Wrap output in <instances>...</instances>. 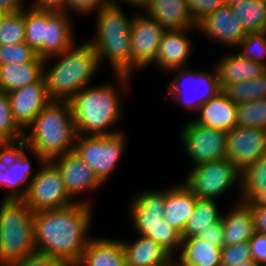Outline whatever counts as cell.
<instances>
[{
	"mask_svg": "<svg viewBox=\"0 0 266 266\" xmlns=\"http://www.w3.org/2000/svg\"><path fill=\"white\" fill-rule=\"evenodd\" d=\"M92 206L83 202L34 213V242L37 251L75 266L87 244Z\"/></svg>",
	"mask_w": 266,
	"mask_h": 266,
	"instance_id": "1",
	"label": "cell"
},
{
	"mask_svg": "<svg viewBox=\"0 0 266 266\" xmlns=\"http://www.w3.org/2000/svg\"><path fill=\"white\" fill-rule=\"evenodd\" d=\"M117 84L103 83L97 86H85L71 100L77 135L111 136L120 130H108L116 124L122 115L119 88L127 86L130 76L116 74ZM116 85V86H115Z\"/></svg>",
	"mask_w": 266,
	"mask_h": 266,
	"instance_id": "2",
	"label": "cell"
},
{
	"mask_svg": "<svg viewBox=\"0 0 266 266\" xmlns=\"http://www.w3.org/2000/svg\"><path fill=\"white\" fill-rule=\"evenodd\" d=\"M23 134L22 144L34 153L42 165L45 161L74 151L77 137L70 101L52 100Z\"/></svg>",
	"mask_w": 266,
	"mask_h": 266,
	"instance_id": "3",
	"label": "cell"
},
{
	"mask_svg": "<svg viewBox=\"0 0 266 266\" xmlns=\"http://www.w3.org/2000/svg\"><path fill=\"white\" fill-rule=\"evenodd\" d=\"M124 13L119 5L108 4L100 9L96 13L97 36L88 42L96 50L99 64L107 59L115 75L133 76L136 70L131 65L133 17H128Z\"/></svg>",
	"mask_w": 266,
	"mask_h": 266,
	"instance_id": "4",
	"label": "cell"
},
{
	"mask_svg": "<svg viewBox=\"0 0 266 266\" xmlns=\"http://www.w3.org/2000/svg\"><path fill=\"white\" fill-rule=\"evenodd\" d=\"M57 62L44 70L47 93L51 100L70 101L82 88L88 86L99 65L98 55L89 43L72 46L59 55Z\"/></svg>",
	"mask_w": 266,
	"mask_h": 266,
	"instance_id": "5",
	"label": "cell"
},
{
	"mask_svg": "<svg viewBox=\"0 0 266 266\" xmlns=\"http://www.w3.org/2000/svg\"><path fill=\"white\" fill-rule=\"evenodd\" d=\"M34 213L24 199L3 198L0 206V264L36 250Z\"/></svg>",
	"mask_w": 266,
	"mask_h": 266,
	"instance_id": "6",
	"label": "cell"
},
{
	"mask_svg": "<svg viewBox=\"0 0 266 266\" xmlns=\"http://www.w3.org/2000/svg\"><path fill=\"white\" fill-rule=\"evenodd\" d=\"M125 137L123 132L111 136L77 135L74 152L103 184L118 166L126 146Z\"/></svg>",
	"mask_w": 266,
	"mask_h": 266,
	"instance_id": "7",
	"label": "cell"
},
{
	"mask_svg": "<svg viewBox=\"0 0 266 266\" xmlns=\"http://www.w3.org/2000/svg\"><path fill=\"white\" fill-rule=\"evenodd\" d=\"M240 177L241 171L226 158L193 167L183 183L197 198L216 200L231 186L240 188Z\"/></svg>",
	"mask_w": 266,
	"mask_h": 266,
	"instance_id": "8",
	"label": "cell"
},
{
	"mask_svg": "<svg viewBox=\"0 0 266 266\" xmlns=\"http://www.w3.org/2000/svg\"><path fill=\"white\" fill-rule=\"evenodd\" d=\"M23 199L33 213L64 208L76 202L67 193L61 173L51 161H45L34 173Z\"/></svg>",
	"mask_w": 266,
	"mask_h": 266,
	"instance_id": "9",
	"label": "cell"
},
{
	"mask_svg": "<svg viewBox=\"0 0 266 266\" xmlns=\"http://www.w3.org/2000/svg\"><path fill=\"white\" fill-rule=\"evenodd\" d=\"M171 71L177 72V74L168 83V94L173 100L183 104L186 110L198 111L202 104L208 102L222 91L216 67L213 72L193 71L192 69H188V67L187 69L186 67H182ZM185 83H189V86L192 84L194 90L201 89V92L198 90L196 91L199 92L198 94H194L193 97L190 95V97L189 93L191 90L188 93V89H186L187 87L184 85ZM191 94L193 95V93Z\"/></svg>",
	"mask_w": 266,
	"mask_h": 266,
	"instance_id": "10",
	"label": "cell"
},
{
	"mask_svg": "<svg viewBox=\"0 0 266 266\" xmlns=\"http://www.w3.org/2000/svg\"><path fill=\"white\" fill-rule=\"evenodd\" d=\"M181 140L194 167L227 158L226 131L204 127L189 120L182 129Z\"/></svg>",
	"mask_w": 266,
	"mask_h": 266,
	"instance_id": "11",
	"label": "cell"
},
{
	"mask_svg": "<svg viewBox=\"0 0 266 266\" xmlns=\"http://www.w3.org/2000/svg\"><path fill=\"white\" fill-rule=\"evenodd\" d=\"M0 149V185L9 189L3 198L23 199L33 178L27 148L20 144Z\"/></svg>",
	"mask_w": 266,
	"mask_h": 266,
	"instance_id": "12",
	"label": "cell"
},
{
	"mask_svg": "<svg viewBox=\"0 0 266 266\" xmlns=\"http://www.w3.org/2000/svg\"><path fill=\"white\" fill-rule=\"evenodd\" d=\"M165 29L148 15L134 14L131 25V65L144 69L153 64Z\"/></svg>",
	"mask_w": 266,
	"mask_h": 266,
	"instance_id": "13",
	"label": "cell"
},
{
	"mask_svg": "<svg viewBox=\"0 0 266 266\" xmlns=\"http://www.w3.org/2000/svg\"><path fill=\"white\" fill-rule=\"evenodd\" d=\"M227 158L242 171L266 154V130L235 126L227 132Z\"/></svg>",
	"mask_w": 266,
	"mask_h": 266,
	"instance_id": "14",
	"label": "cell"
},
{
	"mask_svg": "<svg viewBox=\"0 0 266 266\" xmlns=\"http://www.w3.org/2000/svg\"><path fill=\"white\" fill-rule=\"evenodd\" d=\"M51 162L60 171L69 196L76 202L92 205L88 199L76 200L75 198L82 192L84 194L87 190H95L103 185L94 175L93 170L74 151L57 156Z\"/></svg>",
	"mask_w": 266,
	"mask_h": 266,
	"instance_id": "15",
	"label": "cell"
},
{
	"mask_svg": "<svg viewBox=\"0 0 266 266\" xmlns=\"http://www.w3.org/2000/svg\"><path fill=\"white\" fill-rule=\"evenodd\" d=\"M11 111L16 125L23 131L52 101L47 93L46 81L41 80L8 92Z\"/></svg>",
	"mask_w": 266,
	"mask_h": 266,
	"instance_id": "16",
	"label": "cell"
},
{
	"mask_svg": "<svg viewBox=\"0 0 266 266\" xmlns=\"http://www.w3.org/2000/svg\"><path fill=\"white\" fill-rule=\"evenodd\" d=\"M196 28L208 38L236 48L248 34L235 16L232 6L225 4L200 20Z\"/></svg>",
	"mask_w": 266,
	"mask_h": 266,
	"instance_id": "17",
	"label": "cell"
},
{
	"mask_svg": "<svg viewBox=\"0 0 266 266\" xmlns=\"http://www.w3.org/2000/svg\"><path fill=\"white\" fill-rule=\"evenodd\" d=\"M197 28L183 30H165L158 49V55L154 63L164 71H170L187 67V59L192 53V43L187 37V32Z\"/></svg>",
	"mask_w": 266,
	"mask_h": 266,
	"instance_id": "18",
	"label": "cell"
},
{
	"mask_svg": "<svg viewBox=\"0 0 266 266\" xmlns=\"http://www.w3.org/2000/svg\"><path fill=\"white\" fill-rule=\"evenodd\" d=\"M142 9L165 30L196 28L186 0H147Z\"/></svg>",
	"mask_w": 266,
	"mask_h": 266,
	"instance_id": "19",
	"label": "cell"
},
{
	"mask_svg": "<svg viewBox=\"0 0 266 266\" xmlns=\"http://www.w3.org/2000/svg\"><path fill=\"white\" fill-rule=\"evenodd\" d=\"M198 112L200 117L192 120L204 127L229 132L238 125L237 105L223 91L202 104Z\"/></svg>",
	"mask_w": 266,
	"mask_h": 266,
	"instance_id": "20",
	"label": "cell"
},
{
	"mask_svg": "<svg viewBox=\"0 0 266 266\" xmlns=\"http://www.w3.org/2000/svg\"><path fill=\"white\" fill-rule=\"evenodd\" d=\"M196 202L197 197L185 183L166 189L164 221L182 235L187 221L194 213Z\"/></svg>",
	"mask_w": 266,
	"mask_h": 266,
	"instance_id": "21",
	"label": "cell"
},
{
	"mask_svg": "<svg viewBox=\"0 0 266 266\" xmlns=\"http://www.w3.org/2000/svg\"><path fill=\"white\" fill-rule=\"evenodd\" d=\"M239 192L251 210L266 206V154L241 171Z\"/></svg>",
	"mask_w": 266,
	"mask_h": 266,
	"instance_id": "22",
	"label": "cell"
},
{
	"mask_svg": "<svg viewBox=\"0 0 266 266\" xmlns=\"http://www.w3.org/2000/svg\"><path fill=\"white\" fill-rule=\"evenodd\" d=\"M236 53L223 56L215 66L221 90L232 83L255 79L266 72L265 65L243 58L238 52Z\"/></svg>",
	"mask_w": 266,
	"mask_h": 266,
	"instance_id": "23",
	"label": "cell"
},
{
	"mask_svg": "<svg viewBox=\"0 0 266 266\" xmlns=\"http://www.w3.org/2000/svg\"><path fill=\"white\" fill-rule=\"evenodd\" d=\"M137 236L132 243L121 240L126 266H156L173 256L151 238L139 234Z\"/></svg>",
	"mask_w": 266,
	"mask_h": 266,
	"instance_id": "24",
	"label": "cell"
},
{
	"mask_svg": "<svg viewBox=\"0 0 266 266\" xmlns=\"http://www.w3.org/2000/svg\"><path fill=\"white\" fill-rule=\"evenodd\" d=\"M75 266H126L122 242L116 239H91Z\"/></svg>",
	"mask_w": 266,
	"mask_h": 266,
	"instance_id": "25",
	"label": "cell"
},
{
	"mask_svg": "<svg viewBox=\"0 0 266 266\" xmlns=\"http://www.w3.org/2000/svg\"><path fill=\"white\" fill-rule=\"evenodd\" d=\"M224 231V246L249 241L255 233L252 210L242 201L221 218Z\"/></svg>",
	"mask_w": 266,
	"mask_h": 266,
	"instance_id": "26",
	"label": "cell"
},
{
	"mask_svg": "<svg viewBox=\"0 0 266 266\" xmlns=\"http://www.w3.org/2000/svg\"><path fill=\"white\" fill-rule=\"evenodd\" d=\"M45 66V60L40 57L33 62L0 65V90L8 93L41 80Z\"/></svg>",
	"mask_w": 266,
	"mask_h": 266,
	"instance_id": "27",
	"label": "cell"
},
{
	"mask_svg": "<svg viewBox=\"0 0 266 266\" xmlns=\"http://www.w3.org/2000/svg\"><path fill=\"white\" fill-rule=\"evenodd\" d=\"M69 18L65 12L47 11L46 63L75 45L72 20Z\"/></svg>",
	"mask_w": 266,
	"mask_h": 266,
	"instance_id": "28",
	"label": "cell"
},
{
	"mask_svg": "<svg viewBox=\"0 0 266 266\" xmlns=\"http://www.w3.org/2000/svg\"><path fill=\"white\" fill-rule=\"evenodd\" d=\"M166 190H151L138 194L130 206L133 226L160 224L163 220Z\"/></svg>",
	"mask_w": 266,
	"mask_h": 266,
	"instance_id": "29",
	"label": "cell"
},
{
	"mask_svg": "<svg viewBox=\"0 0 266 266\" xmlns=\"http://www.w3.org/2000/svg\"><path fill=\"white\" fill-rule=\"evenodd\" d=\"M179 259L183 266H221V248L197 236L182 238Z\"/></svg>",
	"mask_w": 266,
	"mask_h": 266,
	"instance_id": "30",
	"label": "cell"
},
{
	"mask_svg": "<svg viewBox=\"0 0 266 266\" xmlns=\"http://www.w3.org/2000/svg\"><path fill=\"white\" fill-rule=\"evenodd\" d=\"M25 42L37 53L38 57L46 59L47 11L24 9Z\"/></svg>",
	"mask_w": 266,
	"mask_h": 266,
	"instance_id": "31",
	"label": "cell"
},
{
	"mask_svg": "<svg viewBox=\"0 0 266 266\" xmlns=\"http://www.w3.org/2000/svg\"><path fill=\"white\" fill-rule=\"evenodd\" d=\"M216 201L213 199L197 198L192 217L187 221L182 232V238L198 236L205 228L221 221Z\"/></svg>",
	"mask_w": 266,
	"mask_h": 266,
	"instance_id": "32",
	"label": "cell"
},
{
	"mask_svg": "<svg viewBox=\"0 0 266 266\" xmlns=\"http://www.w3.org/2000/svg\"><path fill=\"white\" fill-rule=\"evenodd\" d=\"M247 33H260L266 24V0H246L232 6Z\"/></svg>",
	"mask_w": 266,
	"mask_h": 266,
	"instance_id": "33",
	"label": "cell"
},
{
	"mask_svg": "<svg viewBox=\"0 0 266 266\" xmlns=\"http://www.w3.org/2000/svg\"><path fill=\"white\" fill-rule=\"evenodd\" d=\"M236 105L266 99V72L255 79L235 82L222 90Z\"/></svg>",
	"mask_w": 266,
	"mask_h": 266,
	"instance_id": "34",
	"label": "cell"
},
{
	"mask_svg": "<svg viewBox=\"0 0 266 266\" xmlns=\"http://www.w3.org/2000/svg\"><path fill=\"white\" fill-rule=\"evenodd\" d=\"M25 132L13 119L8 93L0 90V147L22 144Z\"/></svg>",
	"mask_w": 266,
	"mask_h": 266,
	"instance_id": "35",
	"label": "cell"
},
{
	"mask_svg": "<svg viewBox=\"0 0 266 266\" xmlns=\"http://www.w3.org/2000/svg\"><path fill=\"white\" fill-rule=\"evenodd\" d=\"M137 234L151 238L159 245L163 246L172 255L178 249L180 252L182 237L181 234L173 227L169 226L164 219L160 224L134 226Z\"/></svg>",
	"mask_w": 266,
	"mask_h": 266,
	"instance_id": "36",
	"label": "cell"
},
{
	"mask_svg": "<svg viewBox=\"0 0 266 266\" xmlns=\"http://www.w3.org/2000/svg\"><path fill=\"white\" fill-rule=\"evenodd\" d=\"M238 125L266 130V99L237 104Z\"/></svg>",
	"mask_w": 266,
	"mask_h": 266,
	"instance_id": "37",
	"label": "cell"
},
{
	"mask_svg": "<svg viewBox=\"0 0 266 266\" xmlns=\"http://www.w3.org/2000/svg\"><path fill=\"white\" fill-rule=\"evenodd\" d=\"M24 9L6 16L0 31V45L25 42Z\"/></svg>",
	"mask_w": 266,
	"mask_h": 266,
	"instance_id": "38",
	"label": "cell"
},
{
	"mask_svg": "<svg viewBox=\"0 0 266 266\" xmlns=\"http://www.w3.org/2000/svg\"><path fill=\"white\" fill-rule=\"evenodd\" d=\"M237 47L243 48L238 53L243 58L266 66V33H248Z\"/></svg>",
	"mask_w": 266,
	"mask_h": 266,
	"instance_id": "39",
	"label": "cell"
},
{
	"mask_svg": "<svg viewBox=\"0 0 266 266\" xmlns=\"http://www.w3.org/2000/svg\"><path fill=\"white\" fill-rule=\"evenodd\" d=\"M37 57V53L26 42L0 45V65L33 62Z\"/></svg>",
	"mask_w": 266,
	"mask_h": 266,
	"instance_id": "40",
	"label": "cell"
},
{
	"mask_svg": "<svg viewBox=\"0 0 266 266\" xmlns=\"http://www.w3.org/2000/svg\"><path fill=\"white\" fill-rule=\"evenodd\" d=\"M250 259L252 257L249 241L221 248V266H236Z\"/></svg>",
	"mask_w": 266,
	"mask_h": 266,
	"instance_id": "41",
	"label": "cell"
},
{
	"mask_svg": "<svg viewBox=\"0 0 266 266\" xmlns=\"http://www.w3.org/2000/svg\"><path fill=\"white\" fill-rule=\"evenodd\" d=\"M0 266H66V265L56 257L35 250L21 259L9 261L0 264Z\"/></svg>",
	"mask_w": 266,
	"mask_h": 266,
	"instance_id": "42",
	"label": "cell"
},
{
	"mask_svg": "<svg viewBox=\"0 0 266 266\" xmlns=\"http://www.w3.org/2000/svg\"><path fill=\"white\" fill-rule=\"evenodd\" d=\"M189 14L197 24L224 5V0H186Z\"/></svg>",
	"mask_w": 266,
	"mask_h": 266,
	"instance_id": "43",
	"label": "cell"
},
{
	"mask_svg": "<svg viewBox=\"0 0 266 266\" xmlns=\"http://www.w3.org/2000/svg\"><path fill=\"white\" fill-rule=\"evenodd\" d=\"M110 4L109 0H66L65 12L74 11L76 13L86 14L95 11L96 13L103 7ZM68 10V11H67Z\"/></svg>",
	"mask_w": 266,
	"mask_h": 266,
	"instance_id": "44",
	"label": "cell"
},
{
	"mask_svg": "<svg viewBox=\"0 0 266 266\" xmlns=\"http://www.w3.org/2000/svg\"><path fill=\"white\" fill-rule=\"evenodd\" d=\"M249 242L252 259L260 266H266V234L255 232Z\"/></svg>",
	"mask_w": 266,
	"mask_h": 266,
	"instance_id": "45",
	"label": "cell"
},
{
	"mask_svg": "<svg viewBox=\"0 0 266 266\" xmlns=\"http://www.w3.org/2000/svg\"><path fill=\"white\" fill-rule=\"evenodd\" d=\"M199 238L211 242V244L223 248L224 247V231L222 221L205 228L200 234Z\"/></svg>",
	"mask_w": 266,
	"mask_h": 266,
	"instance_id": "46",
	"label": "cell"
},
{
	"mask_svg": "<svg viewBox=\"0 0 266 266\" xmlns=\"http://www.w3.org/2000/svg\"><path fill=\"white\" fill-rule=\"evenodd\" d=\"M65 5L66 0H34L30 7L35 10L63 12Z\"/></svg>",
	"mask_w": 266,
	"mask_h": 266,
	"instance_id": "47",
	"label": "cell"
},
{
	"mask_svg": "<svg viewBox=\"0 0 266 266\" xmlns=\"http://www.w3.org/2000/svg\"><path fill=\"white\" fill-rule=\"evenodd\" d=\"M256 233L266 234V206L252 209Z\"/></svg>",
	"mask_w": 266,
	"mask_h": 266,
	"instance_id": "48",
	"label": "cell"
},
{
	"mask_svg": "<svg viewBox=\"0 0 266 266\" xmlns=\"http://www.w3.org/2000/svg\"><path fill=\"white\" fill-rule=\"evenodd\" d=\"M23 0H0V11L16 13L24 9Z\"/></svg>",
	"mask_w": 266,
	"mask_h": 266,
	"instance_id": "49",
	"label": "cell"
},
{
	"mask_svg": "<svg viewBox=\"0 0 266 266\" xmlns=\"http://www.w3.org/2000/svg\"><path fill=\"white\" fill-rule=\"evenodd\" d=\"M121 1H124V3L126 2L131 7L141 8L144 6V4L146 3L147 0H121ZM109 2H110V4H113V5H120V3L117 0H109Z\"/></svg>",
	"mask_w": 266,
	"mask_h": 266,
	"instance_id": "50",
	"label": "cell"
},
{
	"mask_svg": "<svg viewBox=\"0 0 266 266\" xmlns=\"http://www.w3.org/2000/svg\"><path fill=\"white\" fill-rule=\"evenodd\" d=\"M173 259H174L173 256H171L166 262L159 264V265H156V266H183L180 259L178 262H177V260L173 261Z\"/></svg>",
	"mask_w": 266,
	"mask_h": 266,
	"instance_id": "51",
	"label": "cell"
},
{
	"mask_svg": "<svg viewBox=\"0 0 266 266\" xmlns=\"http://www.w3.org/2000/svg\"><path fill=\"white\" fill-rule=\"evenodd\" d=\"M236 266H260L256 261L250 259L248 261H244L242 263L237 264Z\"/></svg>",
	"mask_w": 266,
	"mask_h": 266,
	"instance_id": "52",
	"label": "cell"
},
{
	"mask_svg": "<svg viewBox=\"0 0 266 266\" xmlns=\"http://www.w3.org/2000/svg\"><path fill=\"white\" fill-rule=\"evenodd\" d=\"M246 0H224V4L225 5H229V6H234V5H237L239 3H242Z\"/></svg>",
	"mask_w": 266,
	"mask_h": 266,
	"instance_id": "53",
	"label": "cell"
},
{
	"mask_svg": "<svg viewBox=\"0 0 266 266\" xmlns=\"http://www.w3.org/2000/svg\"><path fill=\"white\" fill-rule=\"evenodd\" d=\"M9 13H6L4 11H0V31H1V28L3 26V23H4V20L6 18V16L8 15Z\"/></svg>",
	"mask_w": 266,
	"mask_h": 266,
	"instance_id": "54",
	"label": "cell"
}]
</instances>
